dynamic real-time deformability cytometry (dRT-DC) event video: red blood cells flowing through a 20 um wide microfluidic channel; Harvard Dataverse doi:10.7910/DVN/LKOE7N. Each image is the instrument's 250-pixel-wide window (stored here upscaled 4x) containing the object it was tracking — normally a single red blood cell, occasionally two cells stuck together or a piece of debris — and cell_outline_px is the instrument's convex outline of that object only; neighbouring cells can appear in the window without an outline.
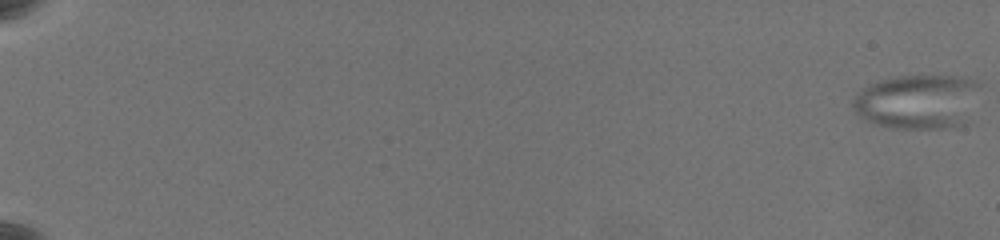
{"species": "common noctule bat (a hibernating species)", "species_latin": "Nyctalus noctula", "temperature_condition": "warm", "stored_images_in_passage": 65, "camera_frame_rate_fps": 3000, "um_per_image_px": 0.085, "animal": {"sex": "female", "body_mass_g": 19.5, "forearm_length_mm": 54.1}, "frame": {"image": 1, "passage_image": 1, "time_ms": 0.0, "image_size_px": [1000, 240], "cell_outline_px": [[980, 84], [968, 124], [944, 128], [892, 128], [872, 124], [864, 120], [856, 112], [852, 104], [852, 100], [856, 92], [880, 80], [896, 76], [964, 76], [976, 80]], "centroid_in_image_um": [78.01, 8.65], "position_along_channel_um": 7.0, "area_um2": 40.86}}
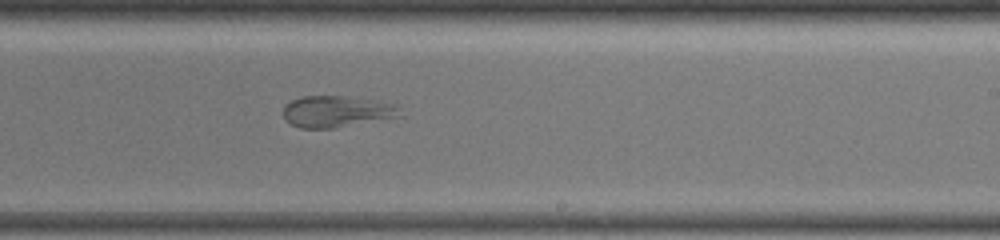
{"frame": {"image": 2, "passage_image": 44, "time_ms": 14.333, "image_size_px": [1000, 240], "cell_outline_px": [[400, 116], [332, 128], [300, 128], [288, 124], [284, 120], [284, 108], [292, 100], [300, 96], [348, 96], [400, 104]], "centroid_in_image_um": [28.61, 9.47], "position_along_channel_um": 260.4, "area_um2": 21.44}}
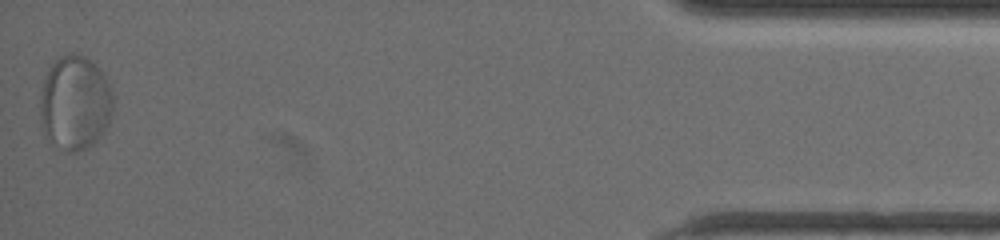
{"frame": {"image": 3, "passage_image": 65, "time_ms": 21.333, "image_size_px": [1000, 240], "cell_outline_px": [[112, 108], [108, 124], [96, 140], [88, 148], [76, 152], [68, 152], [52, 144], [44, 136], [40, 120], [40, 100], [44, 80], [48, 68], [60, 56], [68, 52], [76, 52], [92, 60], [104, 76], [112, 88]], "centroid_in_image_um": [6.35, 8.74], "position_along_channel_um": 428.9, "area_um2": 40.46}}